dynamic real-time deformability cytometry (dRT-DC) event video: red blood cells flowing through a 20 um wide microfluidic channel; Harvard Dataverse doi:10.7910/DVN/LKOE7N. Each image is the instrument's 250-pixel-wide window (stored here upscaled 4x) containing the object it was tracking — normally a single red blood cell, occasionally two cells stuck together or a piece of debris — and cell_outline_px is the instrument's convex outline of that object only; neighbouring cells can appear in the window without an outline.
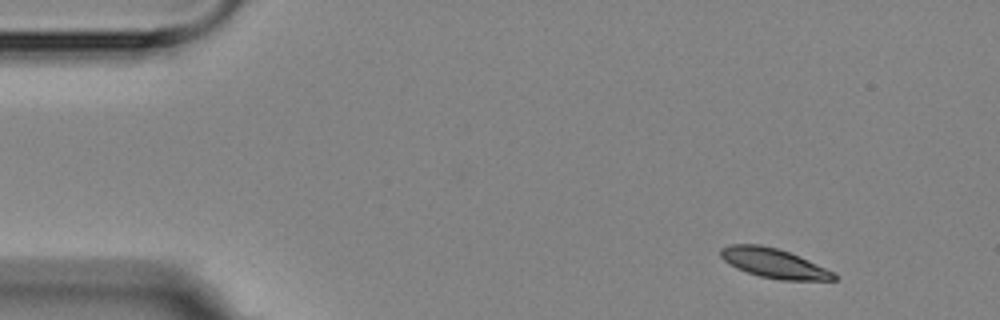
{"species": "Egyptian fruit bat (a non-hibernating species)", "species_latin": "Rousettus aegyptiacus", "temperature_condition": "room temperature", "stored_images_in_passage": 4, "camera_frame_rate_fps": 3000, "um_per_image_px": 0.085, "animal": {"sex": "female"}, "frame": {"image": 1, "passage_image": 2, "time_ms": 1.333, "image_size_px": [1000, 320], "cell_outline_px": [[840, 276], [836, 280], [780, 280], [760, 276], [736, 268], [724, 260], [720, 256], [720, 248], [732, 244], [760, 244], [776, 248], [800, 256], [836, 272]], "centroid_in_image_um": [65.83, 22.38], "position_along_channel_um": 19.2, "area_um2": 19.59}}